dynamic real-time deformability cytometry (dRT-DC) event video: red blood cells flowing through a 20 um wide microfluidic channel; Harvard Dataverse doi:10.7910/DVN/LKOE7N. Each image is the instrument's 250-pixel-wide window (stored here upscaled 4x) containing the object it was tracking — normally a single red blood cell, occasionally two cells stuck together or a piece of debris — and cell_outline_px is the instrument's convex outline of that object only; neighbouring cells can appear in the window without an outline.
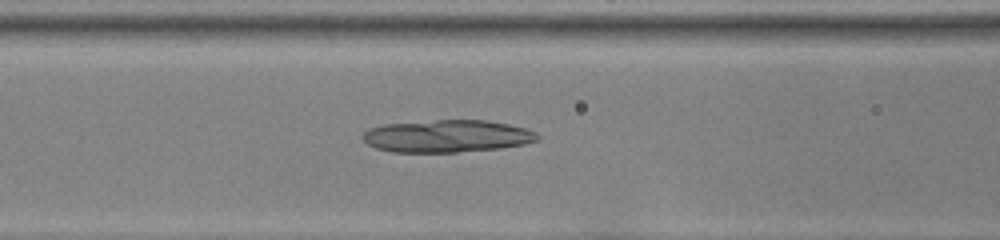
{"species": "common noctule bat (a hibernating species)", "species_latin": "Nyctalus noctula", "temperature_condition": "room temperature", "stored_images_in_passage": 41, "camera_frame_rate_fps": 3000, "um_per_image_px": 0.085, "animal": {"sex": "female", "body_mass_g": 22.0, "forearm_length_mm": 56.7}, "frame": {"image": 1, "passage_image": 12, "time_ms": 3.667, "image_size_px": [1000, 240], "cell_outline_px": [[540, 140], [524, 144], [500, 148], [456, 152], [392, 152], [376, 148], [368, 144], [360, 136], [368, 128], [384, 124], [436, 120], [484, 120], [508, 124], [524, 128], [536, 132], [540, 136]], "centroid_in_image_um": [37.99, 11.57], "position_along_channel_um": 128.6, "area_um2": 33.06}}
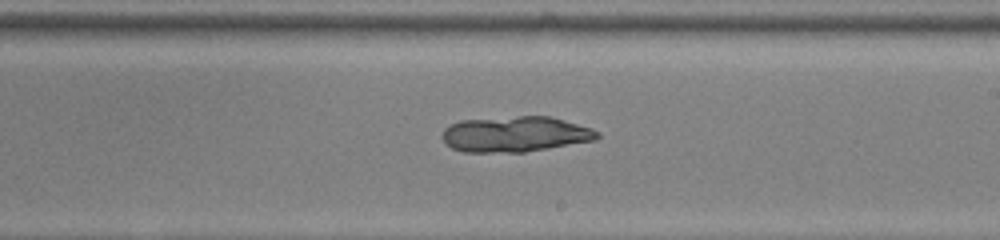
{"frame": {"image": 2, "passage_image": 21, "time_ms": 6.667, "image_size_px": [1000, 240], "cell_outline_px": [[600, 136], [596, 140], [524, 152], [464, 152], [452, 148], [444, 140], [444, 128], [460, 120], [520, 116], [552, 116], [592, 128], [600, 132]], "centroid_in_image_um": [43.85, 11.4], "position_along_channel_um": 245.2, "area_um2": 32.08}}
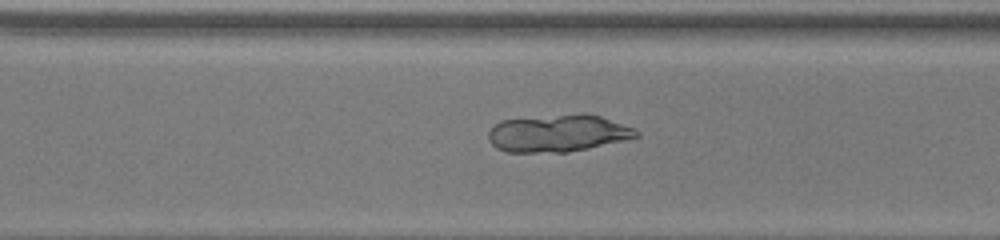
{"frame": {"image": 3, "passage_image": 27, "time_ms": 8.667, "image_size_px": [1000, 240], "cell_outline_px": [[640, 136], [624, 140], [588, 148], [568, 152], [508, 152], [496, 148], [488, 140], [488, 132], [500, 120], [584, 112], [600, 116], [636, 128], [640, 132]], "centroid_in_image_um": [47.45, 11.31], "position_along_channel_um": 323.2, "area_um2": 32.31}}